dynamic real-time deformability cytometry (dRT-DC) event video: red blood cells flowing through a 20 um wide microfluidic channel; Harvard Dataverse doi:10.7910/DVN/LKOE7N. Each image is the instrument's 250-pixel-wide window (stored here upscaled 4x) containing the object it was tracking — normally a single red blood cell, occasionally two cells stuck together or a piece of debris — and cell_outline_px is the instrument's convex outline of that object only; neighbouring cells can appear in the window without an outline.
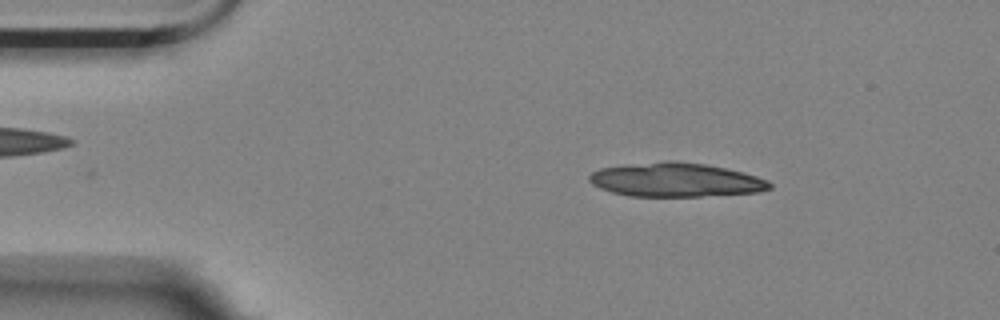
{"species": "Egyptian fruit bat (a non-hibernating species)", "species_latin": "Rousettus aegyptiacus", "temperature_condition": "room temperature", "stored_images_in_passage": 32, "camera_frame_rate_fps": 3000, "um_per_image_px": 0.085, "animal": {"sex": "female"}, "frame": {"image": 1, "passage_image": 5, "time_ms": 1.333, "image_size_px": [1000, 320], "cell_outline_px": [[772, 188], [760, 192], [700, 196], [628, 196], [612, 192], [600, 188], [592, 184], [588, 180], [588, 176], [592, 172], [600, 168], [624, 164], [664, 160], [676, 160], [708, 164], [744, 172], [768, 180], [772, 184]], "centroid_in_image_um": [57.43, 15.27], "position_along_channel_um": 27.6, "area_um2": 36.18}}
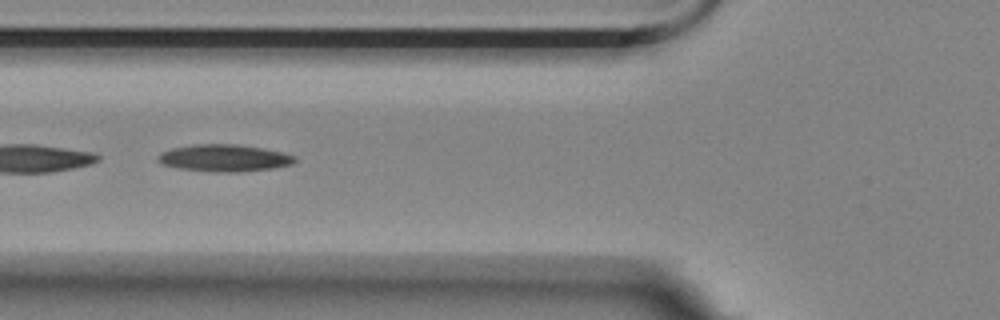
{"frame": {"image": 2, "passage_image": 17, "time_ms": 5.333, "image_size_px": [1000, 320], "cell_outline_px": [[296, 160], [292, 164], [276, 168], [244, 172], [216, 172], [176, 168], [160, 164], [156, 160], [156, 156], [160, 152], [172, 148], [196, 144], [236, 144], [264, 148], [296, 156]], "centroid_in_image_um": [19.03, 13.44], "position_along_channel_um": 106.8, "area_um2": 21.91}}
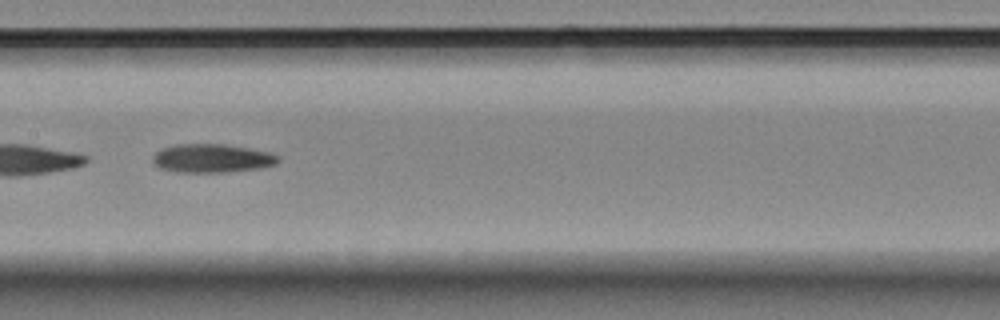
{"frame": {"image": 3, "passage_image": 24, "time_ms": 7.667, "image_size_px": [1000, 320], "cell_outline_px": [[280, 160], [276, 164], [260, 168], [224, 172], [180, 172], [160, 168], [152, 164], [152, 156], [156, 152], [164, 148], [176, 144], [224, 144], [248, 148], [268, 152], [280, 156]], "centroid_in_image_um": [18.01, 13.45], "position_along_channel_um": 189.4, "area_um2": 20.87}}